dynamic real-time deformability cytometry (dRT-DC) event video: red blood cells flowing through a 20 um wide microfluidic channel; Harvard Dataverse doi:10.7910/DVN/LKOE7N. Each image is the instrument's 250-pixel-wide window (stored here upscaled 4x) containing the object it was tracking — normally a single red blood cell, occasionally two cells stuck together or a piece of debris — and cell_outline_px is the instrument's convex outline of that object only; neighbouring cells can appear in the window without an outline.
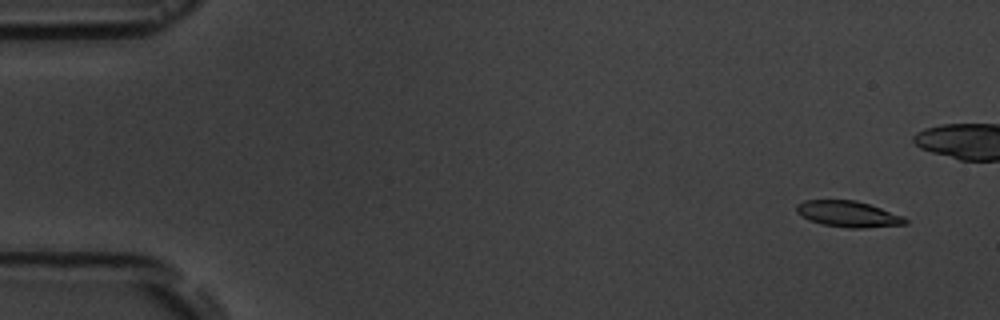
{"species": "common noctule bat (a hibernating species)", "species_latin": "Nyctalus noctula", "temperature_condition": "room temperature", "stored_images_in_passage": 7, "segment_of_instrument_passage": [1, 2], "camera_frame_rate_fps": 3000, "um_per_image_px": 0.085, "animal": {"sex": "male", "body_mass_g": 19.5, "forearm_length_mm": 54.6}, "frame": {"image": 1, "passage_image": 2, "time_ms": 1.0, "image_size_px": [1000, 320], "cell_outline_px": [[908, 224], [864, 228], [848, 228], [824, 224], [808, 220], [796, 212], [796, 204], [804, 200], [856, 200], [904, 216], [908, 220]], "centroid_in_image_um": [72.1, 18.19], "position_along_channel_um": 12.9, "area_um2": 16.53}}